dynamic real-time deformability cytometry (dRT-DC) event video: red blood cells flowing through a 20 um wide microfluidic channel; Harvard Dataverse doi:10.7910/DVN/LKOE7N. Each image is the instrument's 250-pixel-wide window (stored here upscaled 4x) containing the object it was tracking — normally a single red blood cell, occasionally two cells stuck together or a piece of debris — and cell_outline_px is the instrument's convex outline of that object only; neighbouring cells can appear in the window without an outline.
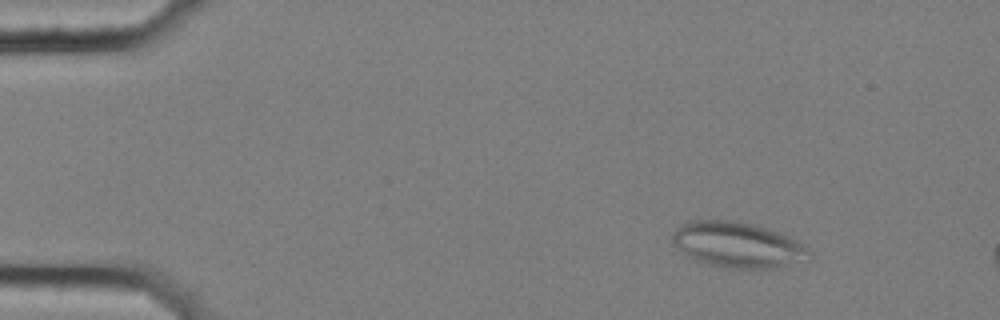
{"species": "common noctule bat (a hibernating species)", "species_latin": "Nyctalus noctula", "temperature_condition": "cold", "stored_images_in_passage": 15, "camera_frame_rate_fps": 3000, "um_per_image_px": 0.085, "animal": {"sex": "female", "body_mass_g": 25.1}, "frame": {"image": 1, "passage_image": 7, "time_ms": 2.0, "image_size_px": [1000, 320], "cell_outline_px": [[812, 256], [808, 260], [776, 268], [720, 268], [692, 260], [684, 256], [672, 240], [672, 232], [676, 228], [688, 220], [740, 220], [788, 236], [796, 240], [808, 248], [812, 252]], "centroid_in_image_um": [62.67, 20.82], "position_along_channel_um": 22.3, "area_um2": 36.82}}